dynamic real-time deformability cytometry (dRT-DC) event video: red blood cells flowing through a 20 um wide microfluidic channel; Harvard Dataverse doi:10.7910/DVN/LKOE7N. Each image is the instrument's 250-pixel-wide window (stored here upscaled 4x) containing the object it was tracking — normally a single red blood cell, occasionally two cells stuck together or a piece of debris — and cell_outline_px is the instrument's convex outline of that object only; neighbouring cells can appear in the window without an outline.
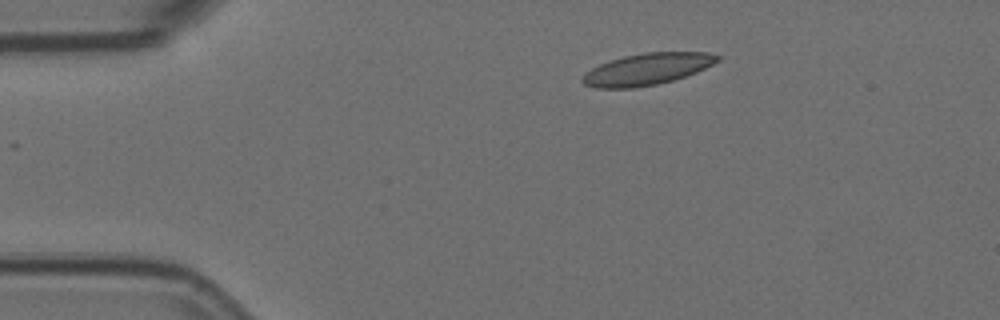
{"species": "Egyptian fruit bat (a non-hibernating species)", "species_latin": "Rousettus aegyptiacus", "temperature_condition": "room temperature", "stored_images_in_passage": 48, "camera_frame_rate_fps": 3000, "um_per_image_px": 0.085, "animal": {"sex": "female"}, "frame": {"image": 1, "passage_image": 2, "time_ms": 0.333, "image_size_px": [1000, 320], "cell_outline_px": [[720, 60], [696, 72], [672, 80], [656, 84], [632, 88], [596, 88], [584, 84], [580, 80], [592, 68], [600, 64], [624, 56], [644, 52], [708, 52], [720, 56]], "centroid_in_image_um": [55.01, 5.87], "position_along_channel_um": 30.0, "area_um2": 24.57}}
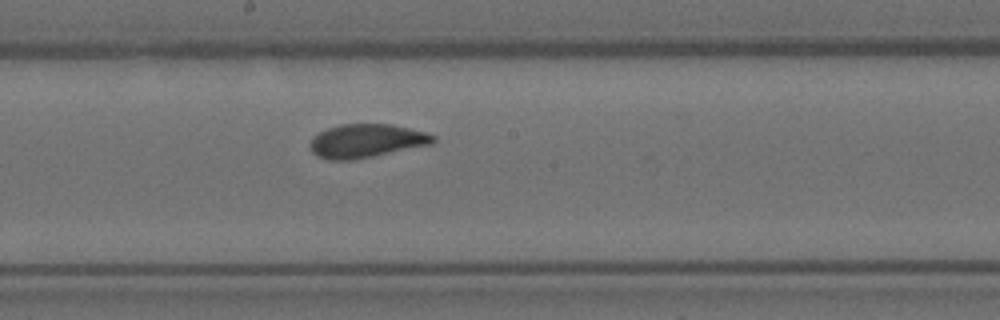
{"frame": {"image": 2, "passage_image": 22, "time_ms": 7.0, "image_size_px": [1000, 320], "cell_outline_px": [[436, 140], [432, 144], [372, 156], [348, 160], [328, 160], [316, 156], [312, 152], [312, 136], [328, 128], [340, 124], [392, 124], [424, 132], [436, 136]], "centroid_in_image_um": [31.14, 11.97], "position_along_channel_um": 217.1, "area_um2": 23.81}}
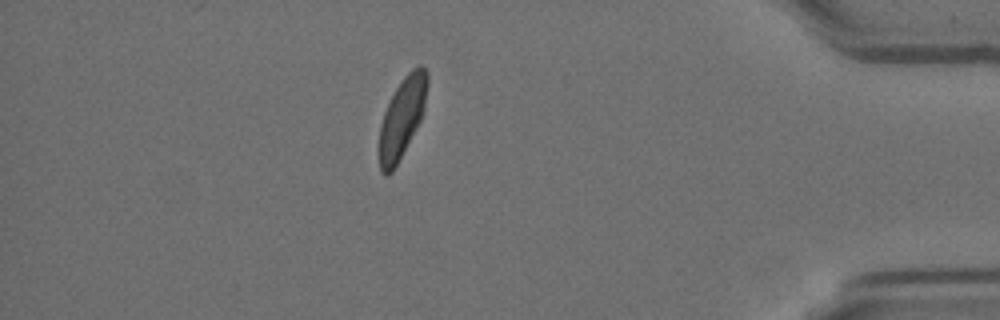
{"frame": {"image": 3, "passage_image": 41, "time_ms": 13.333, "image_size_px": [1000, 320], "cell_outline_px": [[428, 84], [424, 112], [416, 128], [392, 172], [388, 176], [384, 176], [380, 172], [376, 152], [376, 148], [380, 124], [384, 112], [396, 88], [404, 76], [412, 68], [420, 64], [428, 72]], "centroid_in_image_um": [34.13, 10.05], "position_along_channel_um": 401.1, "area_um2": 22.95}, "authors_computed_cell_mechanics": {"area_um2": 24.1893, "velocity_mm_per_s": 3.5815, "shape_relaxation_time_tau1_ms": 6.307, "shape_relaxation_time_tau2_ms": 1.1575, "deformation_change_tau1": 0.1742, "deformation_change_tau2": 0.0524}}